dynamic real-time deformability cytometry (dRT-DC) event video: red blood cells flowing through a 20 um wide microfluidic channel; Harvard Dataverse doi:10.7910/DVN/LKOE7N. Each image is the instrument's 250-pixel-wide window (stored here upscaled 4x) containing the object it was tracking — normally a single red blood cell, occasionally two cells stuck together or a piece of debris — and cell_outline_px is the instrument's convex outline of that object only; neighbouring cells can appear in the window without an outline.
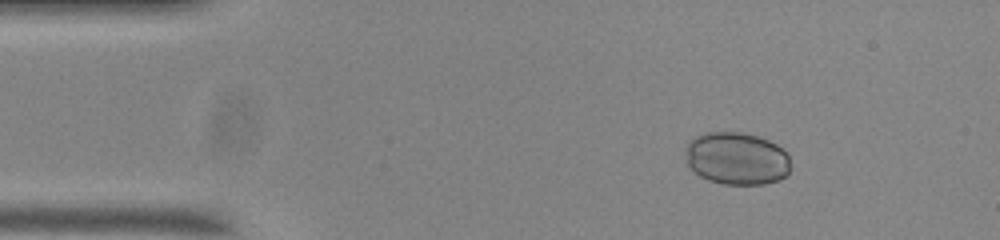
{"species": "common noctule bat (a hibernating species)", "species_latin": "Nyctalus noctula", "temperature_condition": "room temperature", "stored_images_in_passage": 55, "camera_frame_rate_fps": 3000, "um_per_image_px": 0.085, "animal": {"sex": "male", "body_mass_g": 20.0, "forearm_length_mm": 53.3}, "frame": {"image": 1, "passage_image": 8, "time_ms": 2.333, "image_size_px": [1000, 240], "cell_outline_px": [[792, 168], [784, 176], [776, 180], [764, 184], [724, 184], [708, 180], [700, 176], [688, 164], [688, 140], [704, 132], [740, 132], [756, 136], [768, 140], [776, 144], [788, 156]], "centroid_in_image_um": [62.64, 13.47], "position_along_channel_um": 22.4, "area_um2": 31.85}}